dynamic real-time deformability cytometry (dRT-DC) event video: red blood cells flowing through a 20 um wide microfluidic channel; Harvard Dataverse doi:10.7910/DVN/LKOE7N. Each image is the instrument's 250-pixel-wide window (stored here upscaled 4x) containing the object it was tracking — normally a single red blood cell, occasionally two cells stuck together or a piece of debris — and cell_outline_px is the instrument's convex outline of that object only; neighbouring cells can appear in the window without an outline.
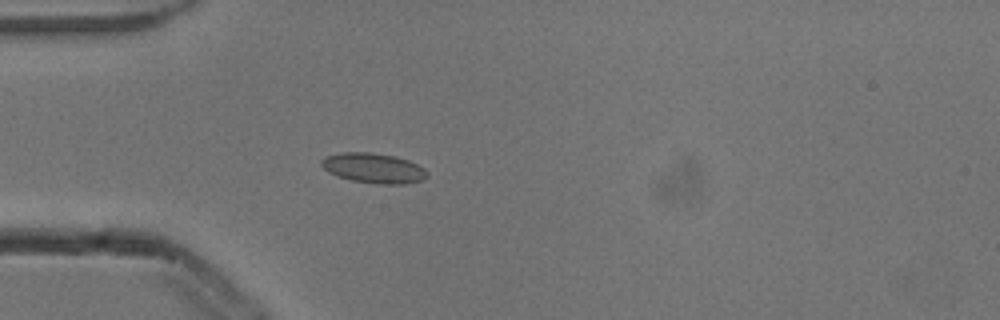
{"species": "common noctule bat (a hibernating species)", "species_latin": "Nyctalus noctula", "temperature_condition": "cold", "stored_images_in_passage": 4, "camera_frame_rate_fps": 3000, "um_per_image_px": 0.085, "animal": {"sex": "male", "body_mass_g": 13.3}, "frame": {"image": 1, "passage_image": 4, "time_ms": 1.0, "image_size_px": [1000, 320], "cell_outline_px": [[428, 176], [424, 180], [404, 184], [376, 184], [352, 180], [336, 176], [328, 172], [320, 164], [320, 160], [324, 156], [344, 152], [368, 152], [392, 156], [408, 160], [424, 168], [428, 172]], "centroid_in_image_um": [31.74, 14.3], "position_along_channel_um": 53.3, "area_um2": 18.55}}